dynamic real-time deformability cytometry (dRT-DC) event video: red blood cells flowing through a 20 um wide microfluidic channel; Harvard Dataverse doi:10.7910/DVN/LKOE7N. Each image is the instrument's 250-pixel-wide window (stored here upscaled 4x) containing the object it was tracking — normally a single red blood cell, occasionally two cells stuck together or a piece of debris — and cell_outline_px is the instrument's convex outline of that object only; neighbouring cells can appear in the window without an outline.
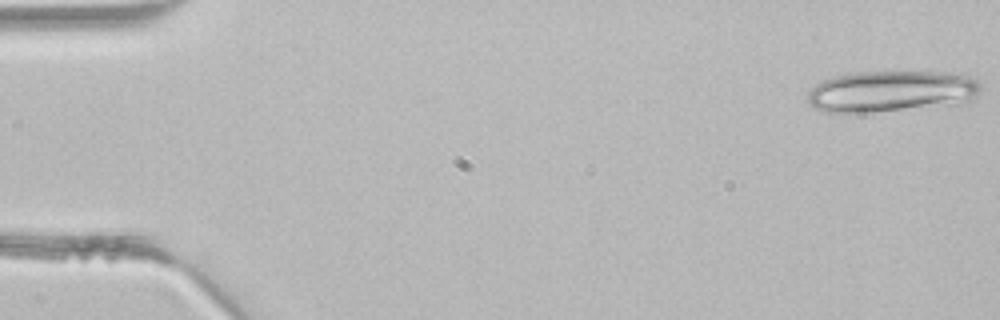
{"species": "common noctule bat (a hibernating species)", "species_latin": "Nyctalus noctula", "temperature_condition": "room temperature", "stored_images_in_passage": 12, "camera_frame_rate_fps": 3000, "um_per_image_px": 0.085, "animal": {"sex": "male", "body_mass_g": 21.5, "forearm_length_mm": 52.0}, "frame": {"image": 1, "passage_image": 1, "time_ms": 0.0, "image_size_px": [1000, 320], "cell_outline_px": [[980, 88], [976, 96], [972, 100], [956, 104], [872, 112], [820, 112], [808, 100], [808, 92], [816, 84], [824, 80], [836, 76], [856, 72], [964, 72], [976, 80], [980, 84]], "centroid_in_image_um": [75.81, 7.75], "position_along_channel_um": 9.2, "area_um2": 41.67}}